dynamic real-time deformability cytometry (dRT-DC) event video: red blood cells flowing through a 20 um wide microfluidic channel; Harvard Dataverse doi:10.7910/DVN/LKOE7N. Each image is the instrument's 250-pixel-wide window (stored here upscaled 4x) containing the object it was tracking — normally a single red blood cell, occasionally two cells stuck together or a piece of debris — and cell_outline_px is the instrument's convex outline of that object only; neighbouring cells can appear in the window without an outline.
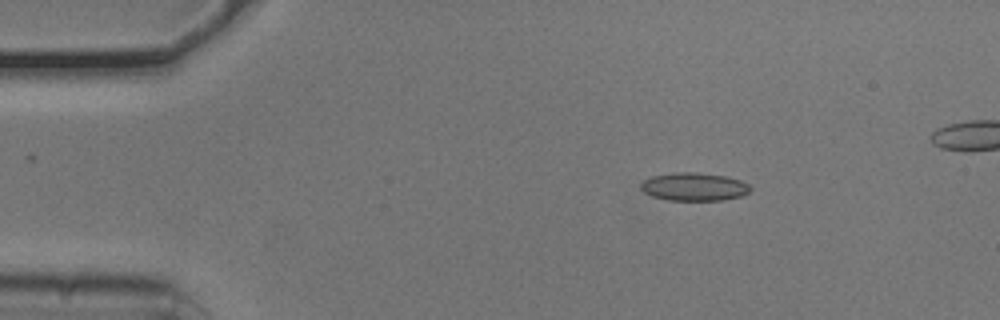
{"species": "common noctule bat (a hibernating species)", "species_latin": "Nyctalus noctula", "temperature_condition": "cold", "stored_images_in_passage": 47, "camera_frame_rate_fps": 3000, "um_per_image_px": 0.085, "animal": {"sex": "male", "body_mass_g": 20.5, "forearm_length_mm": 52.5}, "frame": {"image": 1, "passage_image": 5, "time_ms": 1.333, "image_size_px": [1000, 320], "cell_outline_px": [[752, 188], [748, 192], [740, 196], [724, 200], [668, 200], [652, 196], [644, 192], [640, 188], [640, 184], [644, 180], [652, 176], [676, 172], [696, 172], [724, 176], [740, 180], [748, 184]], "centroid_in_image_um": [58.98, 15.87], "position_along_channel_um": 26.0, "area_um2": 17.86}}
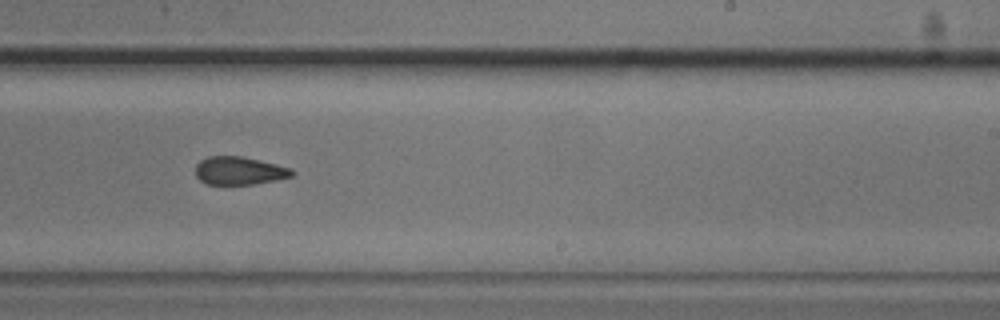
{"frame": {"image": 2, "passage_image": 29, "time_ms": 9.333, "image_size_px": [1000, 320], "cell_outline_px": [[296, 172], [292, 176], [276, 180], [256, 184], [208, 184], [200, 180], [196, 176], [196, 164], [200, 160], [208, 156], [244, 156], [292, 168]], "centroid_in_image_um": [20.36, 14.5], "position_along_channel_um": 268.6, "area_um2": 15.9}}
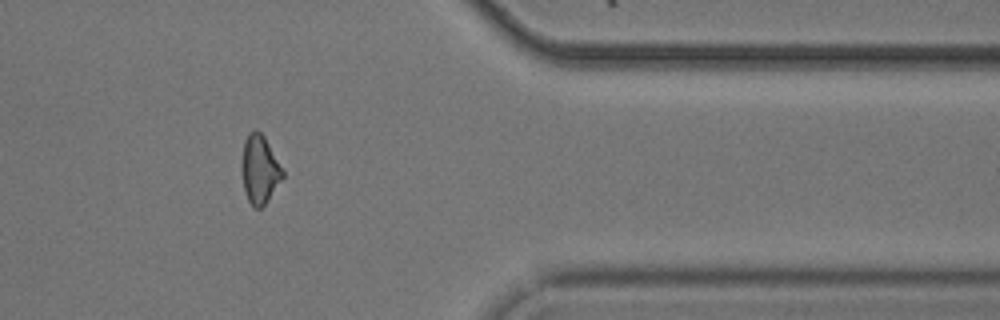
{"frame": {"image": 3, "passage_image": 40, "time_ms": 13.0, "image_size_px": [1000, 320], "cell_outline_px": [[284, 176], [268, 200], [260, 208], [252, 208], [248, 200], [244, 188], [240, 168], [240, 164], [244, 140], [248, 132], [256, 128], [264, 136], [284, 172]], "centroid_in_image_um": [22.03, 14.38], "position_along_channel_um": 389.4, "area_um2": 16.47}}